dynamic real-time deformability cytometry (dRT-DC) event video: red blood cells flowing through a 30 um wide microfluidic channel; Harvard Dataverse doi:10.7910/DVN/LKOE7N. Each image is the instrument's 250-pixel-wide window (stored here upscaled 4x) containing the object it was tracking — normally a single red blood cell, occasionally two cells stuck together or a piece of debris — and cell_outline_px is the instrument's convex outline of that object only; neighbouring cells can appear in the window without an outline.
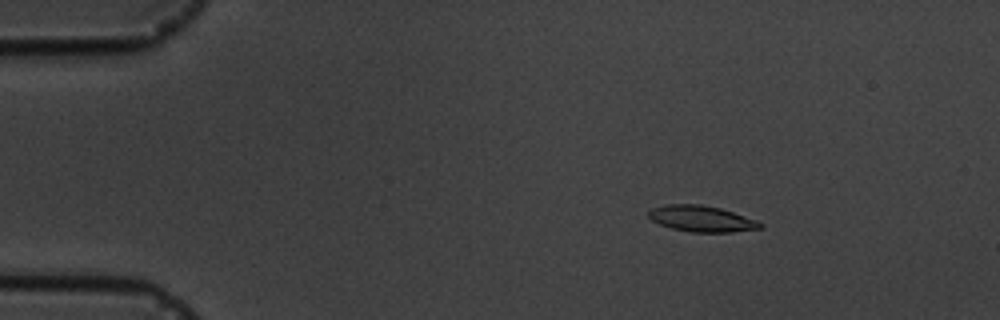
{"species": "common noctule bat (a hibernating species)", "species_latin": "Nyctalus noctula", "temperature_condition": "cold", "stored_images_in_passage": 6, "camera_frame_rate_fps": 3000, "um_per_image_px": 0.085, "animal": {"sex": "male", "body_mass_g": 19.5, "forearm_length_mm": 54.6}, "frame": {"image": 1, "passage_image": 3, "time_ms": 2.333, "image_size_px": [1000, 320], "cell_outline_px": [[764, 228], [732, 232], [692, 232], [672, 228], [660, 224], [652, 220], [648, 216], [648, 212], [652, 208], [664, 204], [700, 204], [720, 208], [756, 220], [764, 224]], "centroid_in_image_um": [59.64, 18.59], "position_along_channel_um": 25.4, "area_um2": 16.94}}
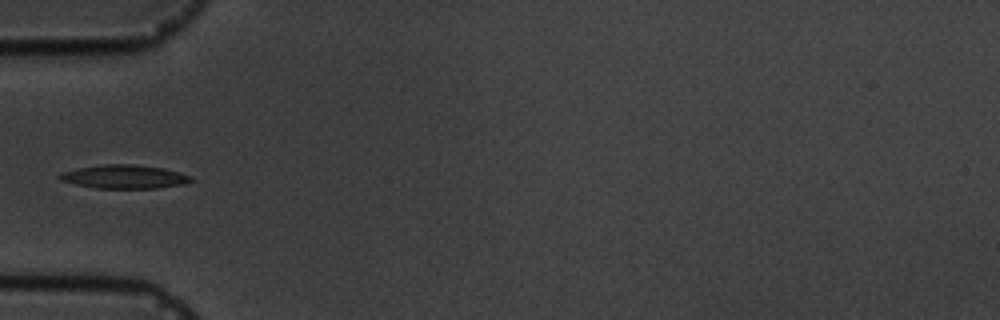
{"frame": {"image": 2, "passage_image": 6, "time_ms": 5.667, "image_size_px": [1000, 320], "cell_outline_px": [[196, 180], [184, 184], [160, 188], [96, 188], [76, 184], [60, 180], [56, 176], [60, 172], [76, 168], [104, 164], [132, 164], [164, 168], [192, 176]], "centroid_in_image_um": [10.57, 15.02], "position_along_channel_um": 74.4, "area_um2": 18.26}}